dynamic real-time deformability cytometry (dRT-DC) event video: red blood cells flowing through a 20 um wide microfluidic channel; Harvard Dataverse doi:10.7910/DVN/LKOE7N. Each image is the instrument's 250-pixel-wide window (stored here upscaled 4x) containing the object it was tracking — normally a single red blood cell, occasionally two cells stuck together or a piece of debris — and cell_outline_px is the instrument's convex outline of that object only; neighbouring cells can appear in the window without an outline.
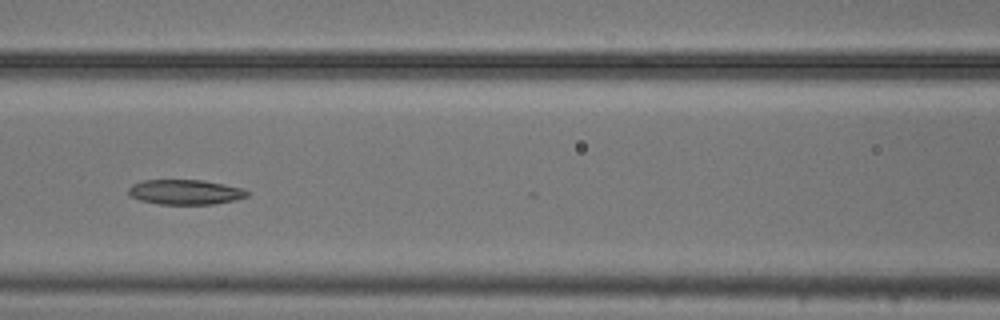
{"species": "common noctule bat (a hibernating species)", "species_latin": "Nyctalus noctula", "temperature_condition": "cold", "stored_images_in_passage": 19, "camera_frame_rate_fps": 3000, "um_per_image_px": 0.085, "animal": {"sex": "male", "body_mass_g": 20.5, "forearm_length_mm": 52.5}, "frame": {"image": 1, "passage_image": 16, "time_ms": 5.0, "image_size_px": [1000, 320], "cell_outline_px": [[248, 196], [236, 200], [212, 204], [160, 204], [140, 200], [128, 196], [128, 188], [132, 184], [144, 180], [204, 180], [224, 184], [240, 188], [248, 192]], "centroid_in_image_um": [15.71, 16.32], "position_along_channel_um": 150.9, "area_um2": 17.22}}